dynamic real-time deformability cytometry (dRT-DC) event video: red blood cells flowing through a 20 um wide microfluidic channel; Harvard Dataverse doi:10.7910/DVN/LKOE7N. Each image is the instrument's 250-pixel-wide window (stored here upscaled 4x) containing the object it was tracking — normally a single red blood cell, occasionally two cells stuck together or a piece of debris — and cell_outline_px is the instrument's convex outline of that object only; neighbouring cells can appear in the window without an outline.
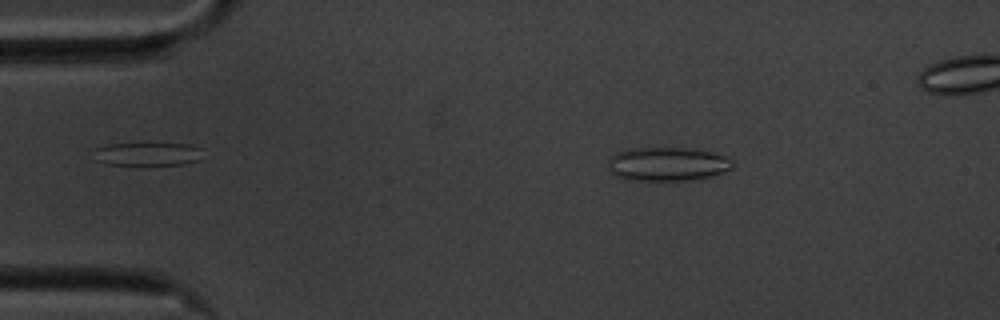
{"species": "common noctule bat (a hibernating species)", "species_latin": "Nyctalus noctula", "temperature_condition": "cold", "stored_images_in_passage": 55, "camera_frame_rate_fps": 3000, "um_per_image_px": 0.085, "animal": {"sex": "male", "body_mass_g": 20.1, "forearm_length_mm": 53.5}, "frame": {"image": 1, "passage_image": 9, "time_ms": 2.667, "image_size_px": [1000, 320], "cell_outline_px": [[736, 160], [732, 168], [724, 172], [712, 176], [692, 180], [624, 180], [616, 176], [608, 168], [608, 160], [616, 152], [628, 148], [692, 148], [724, 156]], "centroid_in_image_um": [56.73, 13.95], "position_along_channel_um": 28.3, "area_um2": 24.74}}
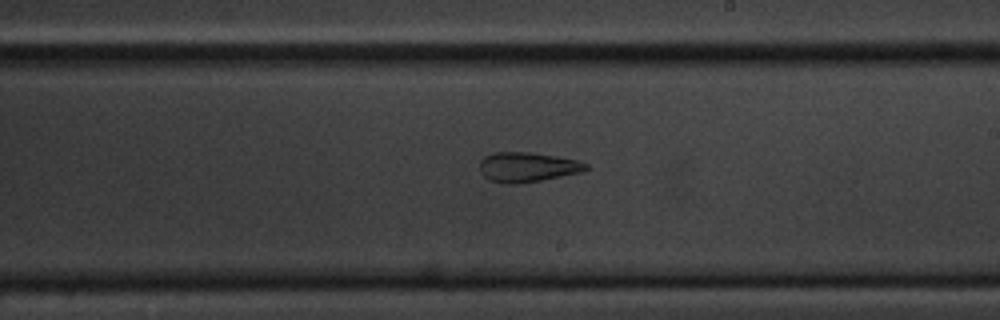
{"frame": {"image": 2, "passage_image": 32, "time_ms": 10.333, "image_size_px": [1000, 320], "cell_outline_px": [[588, 168], [580, 172], [520, 184], [512, 184], [488, 180], [480, 172], [480, 160], [484, 156], [492, 152], [532, 152], [556, 156], [576, 160], [588, 164]], "centroid_in_image_um": [44.78, 14.19], "position_along_channel_um": 244.2, "area_um2": 18.38}}
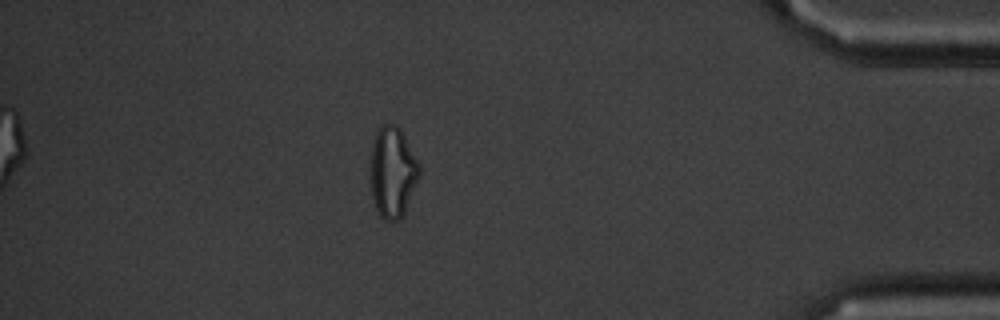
{"frame": {"image": 3, "passage_image": 49, "time_ms": 16.0, "image_size_px": [1000, 320], "cell_outline_px": [[420, 176], [404, 216], [396, 220], [384, 220], [380, 216], [376, 208], [372, 196], [368, 176], [368, 160], [372, 144], [376, 132], [380, 124], [396, 124], [400, 128], [420, 164]], "centroid_in_image_um": [33.34, 14.62], "position_along_channel_um": 401.9, "area_um2": 26.82}, "authors_computed_cell_mechanics": {"area_um2": 24.3338, "velocity_mm_per_s": 3.5109, "shape_relaxation_time_tau1_ms": null, "shape_relaxation_time_tau2_ms": 2.2959, "deformation_change_tau1": null, "deformation_change_tau2": 0.1067}}